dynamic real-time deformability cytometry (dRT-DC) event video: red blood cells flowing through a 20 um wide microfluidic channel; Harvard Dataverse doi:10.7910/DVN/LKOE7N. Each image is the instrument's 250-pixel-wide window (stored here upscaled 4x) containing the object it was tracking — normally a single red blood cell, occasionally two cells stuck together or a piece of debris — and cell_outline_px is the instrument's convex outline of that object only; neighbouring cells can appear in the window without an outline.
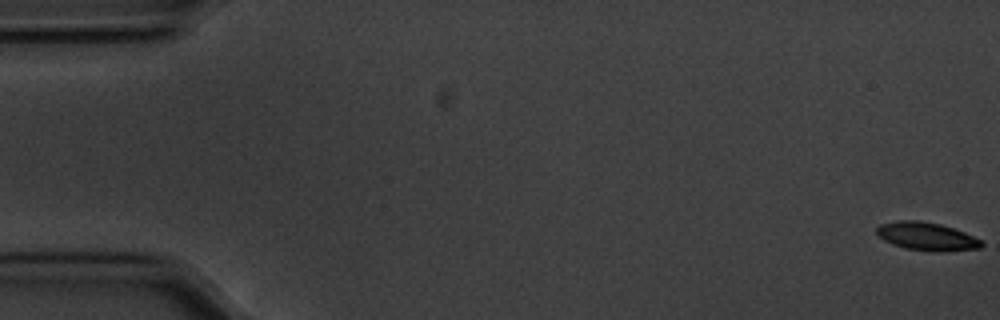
{"species": "common noctule bat (a hibernating species)", "species_latin": "Nyctalus noctula", "temperature_condition": "cold", "stored_images_in_passage": 18, "camera_frame_rate_fps": 3000, "um_per_image_px": 0.085, "animal": {"sex": "male", "body_mass_g": 20.1, "forearm_length_mm": 53.5}, "frame": {"image": 1, "passage_image": 1, "time_ms": 0.0, "image_size_px": [1000, 320], "cell_outline_px": [[984, 244], [980, 248], [940, 252], [904, 248], [892, 244], [884, 240], [876, 232], [876, 228], [880, 224], [896, 220], [916, 220], [940, 224], [964, 232], [980, 240]], "centroid_in_image_um": [78.74, 20.09], "position_along_channel_um": 6.3, "area_um2": 17.05}}